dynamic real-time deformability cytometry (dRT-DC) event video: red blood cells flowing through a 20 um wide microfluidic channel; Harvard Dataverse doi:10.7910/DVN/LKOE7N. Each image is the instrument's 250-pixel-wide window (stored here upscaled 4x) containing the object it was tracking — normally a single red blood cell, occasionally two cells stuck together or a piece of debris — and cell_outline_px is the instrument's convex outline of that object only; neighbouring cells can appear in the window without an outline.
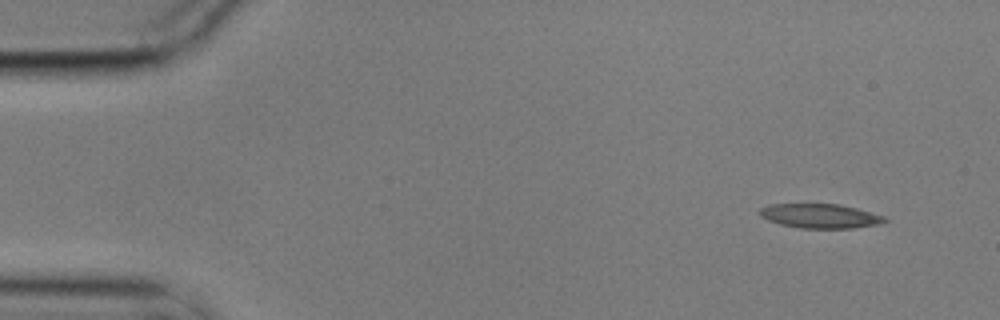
{"species": "common noctule bat (a hibernating species)", "species_latin": "Nyctalus noctula", "temperature_condition": "cold", "stored_images_in_passage": 4, "camera_frame_rate_fps": 3000, "um_per_image_px": 0.085, "animal": {"sex": "male", "body_mass_g": 17.9}, "frame": {"image": 1, "passage_image": 1, "time_ms": 0.0, "image_size_px": [1000, 320], "cell_outline_px": [[888, 220], [880, 224], [852, 228], [800, 228], [780, 224], [768, 220], [760, 216], [760, 208], [768, 204], [840, 204], [856, 208], [884, 216]], "centroid_in_image_um": [69.7, 18.36], "position_along_channel_um": 15.3, "area_um2": 17.69}}
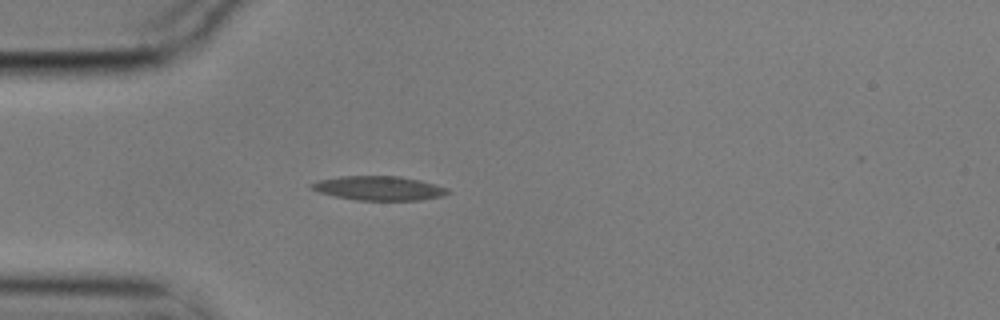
{"frame": {"image": 2, "passage_image": 4, "time_ms": 1.0, "image_size_px": [1000, 320], "cell_outline_px": [[452, 192], [440, 196], [420, 200], [356, 200], [336, 196], [320, 192], [312, 188], [308, 184], [320, 180], [340, 176], [400, 176], [420, 180], [448, 188]], "centroid_in_image_um": [32.23, 15.99], "position_along_channel_um": 52.8, "area_um2": 19.07}}